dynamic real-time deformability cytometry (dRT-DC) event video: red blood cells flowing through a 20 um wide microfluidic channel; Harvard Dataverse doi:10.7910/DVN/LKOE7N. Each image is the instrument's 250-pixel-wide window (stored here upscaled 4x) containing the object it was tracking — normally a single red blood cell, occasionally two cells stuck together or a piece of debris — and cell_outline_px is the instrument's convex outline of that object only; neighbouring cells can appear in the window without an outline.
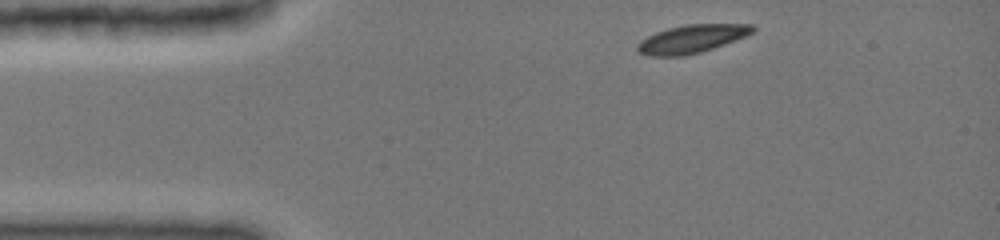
{"species": "common noctule bat (a hibernating species)", "species_latin": "Nyctalus noctula", "temperature_condition": "cold", "stored_images_in_passage": 29, "camera_frame_rate_fps": 3000, "um_per_image_px": 0.085, "animal": {"sex": "female", "body_mass_g": 19.0, "forearm_length_mm": 51.5}, "frame": {"image": 1, "passage_image": 1, "time_ms": 0.0, "image_size_px": [1000, 240], "cell_outline_px": [[756, 32], [736, 40], [700, 52], [684, 56], [648, 56], [636, 52], [636, 44], [640, 40], [656, 32], [668, 28], [684, 24], [752, 24], [756, 28]], "centroid_in_image_um": [58.78, 3.3], "position_along_channel_um": 26.2, "area_um2": 19.13}}
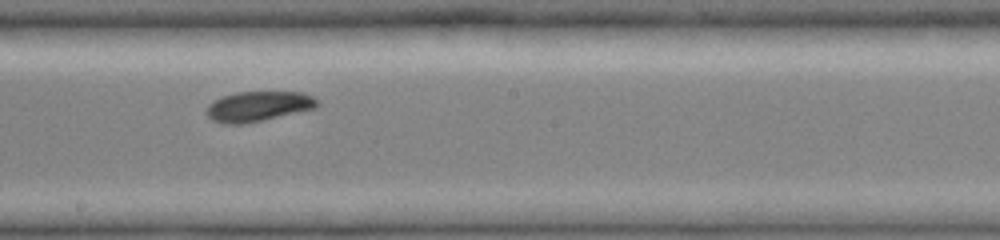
{"frame": {"image": 2, "passage_image": 16, "time_ms": 6.333, "image_size_px": [1000, 240], "cell_outline_px": [[320, 104], [316, 108], [264, 120], [244, 124], [224, 124], [212, 120], [204, 112], [208, 104], [224, 96], [236, 92], [304, 92], [320, 100]], "centroid_in_image_um": [21.97, 9.04], "position_along_channel_um": 226.2, "area_um2": 19.59}}
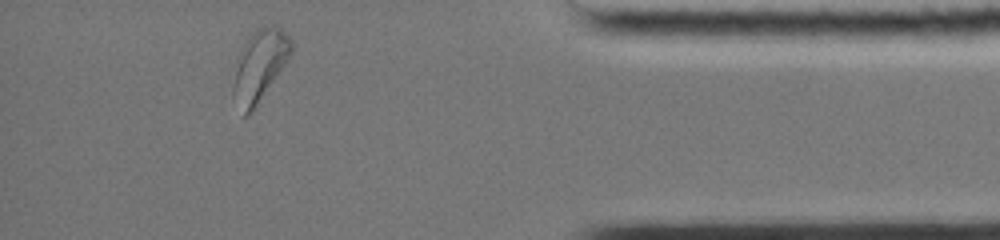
{"frame": {"image": 3, "passage_image": 29, "time_ms": 11.667, "image_size_px": [1000, 240], "cell_outline_px": [[292, 52], [252, 112], [248, 116], [244, 116], [232, 96], [232, 88], [236, 56], [240, 48], [248, 36], [256, 28], [272, 24], [280, 28], [292, 40]], "centroid_in_image_um": [22.01, 5.55], "position_along_channel_um": 413.2, "area_um2": 24.22}, "authors_computed_cell_mechanics": {"area_um2": 19.5942, "velocity_mm_per_s": 3.9816, "shape_relaxation_time_tau1_ms": 2.9702, "shape_relaxation_time_tau2_ms": null, "deformation_change_tau1": 0.0932, "deformation_change_tau2": null}}